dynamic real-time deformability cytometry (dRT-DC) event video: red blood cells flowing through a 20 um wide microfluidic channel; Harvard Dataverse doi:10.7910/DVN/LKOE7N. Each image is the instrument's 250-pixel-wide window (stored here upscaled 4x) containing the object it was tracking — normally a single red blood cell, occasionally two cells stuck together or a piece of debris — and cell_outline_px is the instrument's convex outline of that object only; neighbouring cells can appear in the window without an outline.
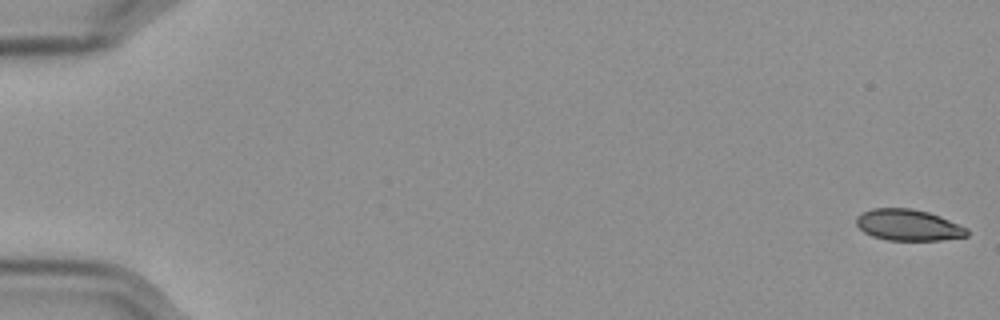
{"species": "Egyptian fruit bat (a non-hibernating species)", "species_latin": "Rousettus aegyptiacus", "temperature_condition": "cold", "stored_images_in_passage": 43, "camera_frame_rate_fps": 3000, "um_per_image_px": 0.085, "frame": {"image": 1, "passage_image": 1, "time_ms": 0.0, "image_size_px": [1000, 320], "cell_outline_px": [[968, 236], [940, 240], [888, 240], [872, 236], [864, 232], [856, 224], [856, 216], [860, 212], [872, 208], [912, 208], [928, 212], [940, 216], [968, 228]], "centroid_in_image_um": [77.18, 19.12], "position_along_channel_um": 7.8, "area_um2": 20.29}}
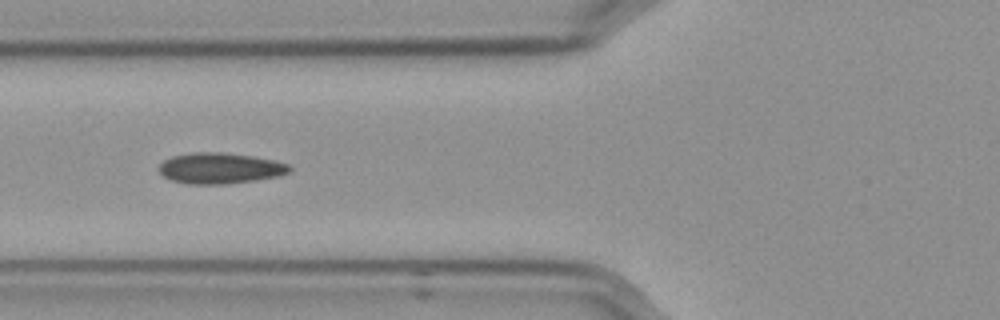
{"frame": {"image": 2, "passage_image": 23, "time_ms": 7.333, "image_size_px": [1000, 320], "cell_outline_px": [[292, 168], [288, 172], [276, 176], [252, 180], [224, 184], [188, 184], [172, 180], [164, 176], [156, 168], [164, 160], [172, 156], [192, 152], [220, 152], [252, 156], [272, 160], [288, 164]], "centroid_in_image_um": [18.64, 14.29], "position_along_channel_um": 107.2, "area_um2": 23.24}}
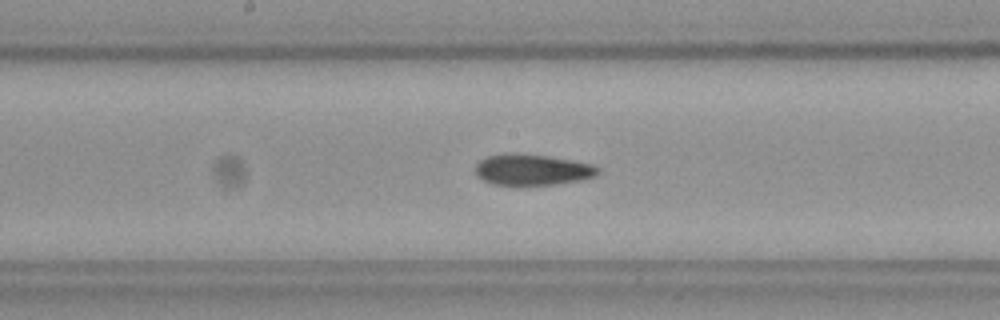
{"frame": {"image": 3, "passage_image": 31, "time_ms": 10.0, "image_size_px": [1000, 320], "cell_outline_px": [[600, 172], [592, 176], [576, 180], [552, 184], [492, 184], [484, 180], [476, 172], [476, 164], [480, 160], [488, 156], [512, 152], [520, 152], [548, 156], [572, 160], [592, 164], [600, 168]], "centroid_in_image_um": [45.23, 14.39], "position_along_channel_um": 203.0, "area_um2": 21.79}}